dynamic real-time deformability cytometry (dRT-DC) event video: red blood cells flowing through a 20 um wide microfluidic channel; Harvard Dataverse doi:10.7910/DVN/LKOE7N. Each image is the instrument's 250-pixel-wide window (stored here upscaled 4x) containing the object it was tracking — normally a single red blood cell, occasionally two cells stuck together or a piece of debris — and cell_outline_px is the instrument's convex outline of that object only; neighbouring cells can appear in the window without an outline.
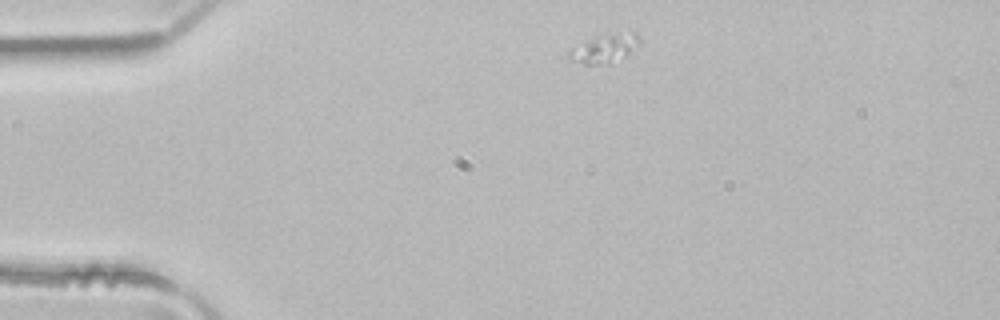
{"species": "common noctule bat (a hibernating species)", "species_latin": "Nyctalus noctula", "temperature_condition": "room temperature", "stored_images_in_passage": 2, "camera_frame_rate_fps": 3000, "um_per_image_px": 0.085, "animal": {"sex": "male", "body_mass_g": 21.5, "forearm_length_mm": 52.0}, "frame": {"image": 1, "passage_image": 1, "time_ms": 0.0, "image_size_px": [1000, 320], "cell_outline_px": [[640, 40], [620, 60], [608, 64], [584, 64], [568, 60], [568, 52], [572, 48], [588, 40], [616, 32], [632, 28], [640, 36]], "centroid_in_image_um": [51.41, 4.1], "position_along_channel_um": 33.6, "area_um2": 11.73}}